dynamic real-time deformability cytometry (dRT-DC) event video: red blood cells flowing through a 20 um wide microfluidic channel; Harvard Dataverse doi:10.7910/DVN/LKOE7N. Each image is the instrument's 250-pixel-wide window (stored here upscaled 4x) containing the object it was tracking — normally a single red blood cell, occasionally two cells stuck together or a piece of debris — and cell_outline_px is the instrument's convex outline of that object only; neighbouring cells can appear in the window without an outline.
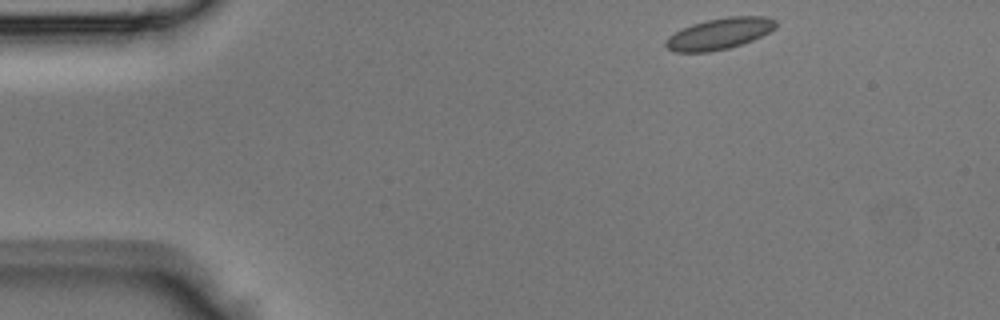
{"species": "Egyptian fruit bat (a non-hibernating species)", "species_latin": "Rousettus aegyptiacus", "temperature_condition": "room temperature", "stored_images_in_passage": 39, "camera_frame_rate_fps": 3000, "um_per_image_px": 0.085, "animal": {"sex": "male"}, "frame": {"image": 1, "passage_image": 1, "time_ms": 0.0, "image_size_px": [1000, 320], "cell_outline_px": [[776, 28], [752, 40], [728, 48], [708, 52], [676, 52], [668, 48], [664, 44], [664, 40], [668, 36], [692, 24], [708, 20], [732, 16], [764, 16], [776, 20]], "centroid_in_image_um": [61.14, 2.86], "position_along_channel_um": 23.9, "area_um2": 19.77}}
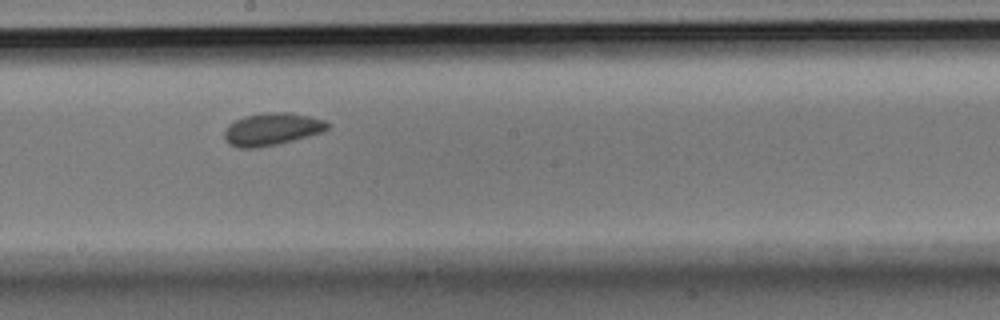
{"frame": {"image": 2, "passage_image": 19, "time_ms": 6.0, "image_size_px": [1000, 320], "cell_outline_px": [[328, 128], [320, 132], [308, 136], [276, 144], [256, 148], [240, 148], [228, 144], [224, 140], [224, 132], [228, 124], [244, 116], [264, 112], [288, 112], [312, 116], [324, 120], [328, 124]], "centroid_in_image_um": [23.07, 10.97], "position_along_channel_um": 225.1, "area_um2": 19.48}}
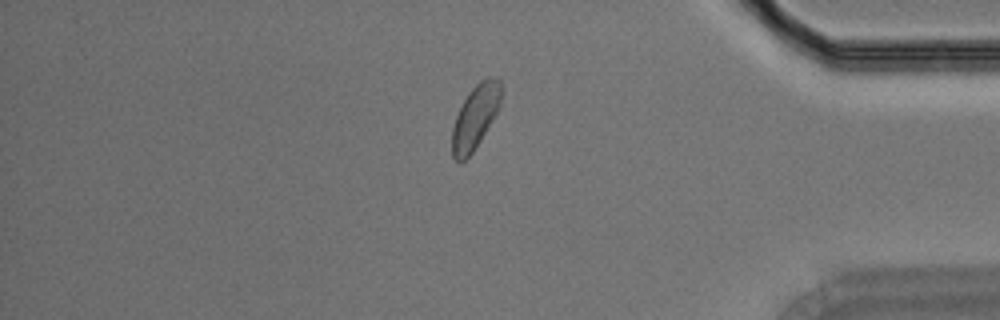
{"frame": {"image": 3, "passage_image": 32, "time_ms": 10.333, "image_size_px": [1000, 320], "cell_outline_px": [[504, 92], [500, 104], [492, 120], [480, 140], [472, 152], [460, 164], [452, 156], [452, 128], [456, 116], [468, 92], [480, 80], [488, 76], [496, 76], [500, 80], [504, 88]], "centroid_in_image_um": [40.43, 9.87], "position_along_channel_um": 394.8, "area_um2": 18.38}}